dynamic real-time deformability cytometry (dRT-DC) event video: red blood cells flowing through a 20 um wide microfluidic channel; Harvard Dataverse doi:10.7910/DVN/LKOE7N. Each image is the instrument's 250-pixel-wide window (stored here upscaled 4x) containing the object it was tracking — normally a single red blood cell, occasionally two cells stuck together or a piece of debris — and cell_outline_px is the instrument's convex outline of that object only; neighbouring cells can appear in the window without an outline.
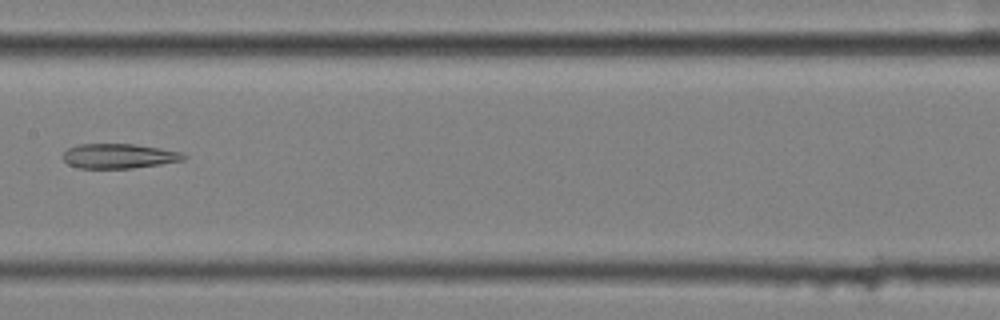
{"species": "common noctule bat (a hibernating species)", "species_latin": "Nyctalus noctula", "temperature_condition": "cold", "stored_images_in_passage": 8, "camera_frame_rate_fps": 3000, "um_per_image_px": 0.085, "animal": {"sex": "female", "body_mass_g": 25.1}, "frame": {"image": 1, "passage_image": 5, "time_ms": 1.333, "image_size_px": [1000, 320], "cell_outline_px": [[188, 156], [184, 160], [160, 164], [132, 168], [80, 168], [68, 164], [60, 156], [68, 148], [80, 144], [136, 144], [184, 152]], "centroid_in_image_um": [10.13, 13.26], "position_along_channel_um": 197.3, "area_um2": 17.51}}
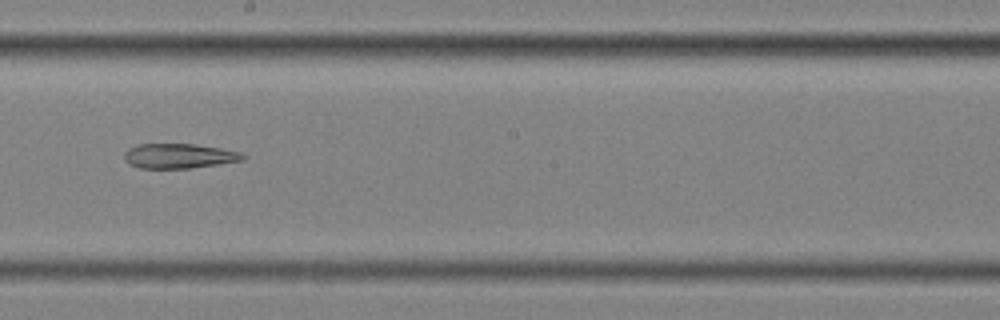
{"frame": {"image": 2, "passage_image": 6, "time_ms": 1.667, "image_size_px": [1000, 320], "cell_outline_px": [[248, 156], [244, 160], [220, 164], [188, 168], [140, 168], [128, 164], [124, 160], [124, 152], [128, 148], [136, 144], [196, 144], [220, 148], [240, 152]], "centroid_in_image_um": [15.21, 13.25], "position_along_channel_um": 233.0, "area_um2": 17.28}}
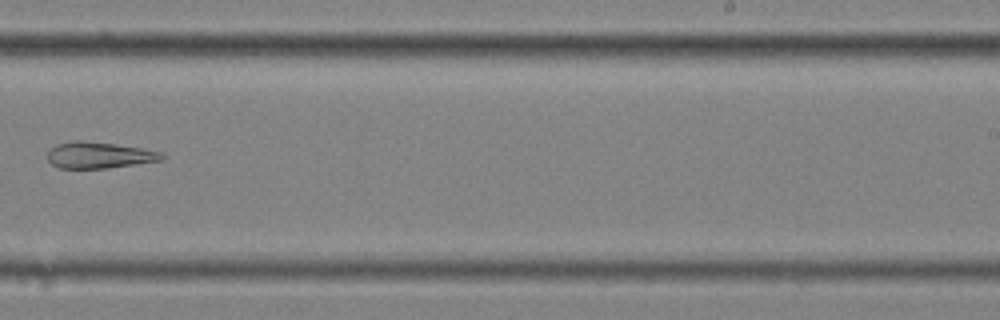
{"frame": {"image": 3, "passage_image": 7, "time_ms": 2.0, "image_size_px": [1000, 320], "cell_outline_px": [[164, 160], [108, 168], [60, 168], [52, 164], [48, 160], [48, 152], [56, 144], [72, 140], [80, 140], [112, 144], [140, 148], [164, 152]], "centroid_in_image_um": [8.44, 13.19], "position_along_channel_um": 280.6, "area_um2": 17.46}}